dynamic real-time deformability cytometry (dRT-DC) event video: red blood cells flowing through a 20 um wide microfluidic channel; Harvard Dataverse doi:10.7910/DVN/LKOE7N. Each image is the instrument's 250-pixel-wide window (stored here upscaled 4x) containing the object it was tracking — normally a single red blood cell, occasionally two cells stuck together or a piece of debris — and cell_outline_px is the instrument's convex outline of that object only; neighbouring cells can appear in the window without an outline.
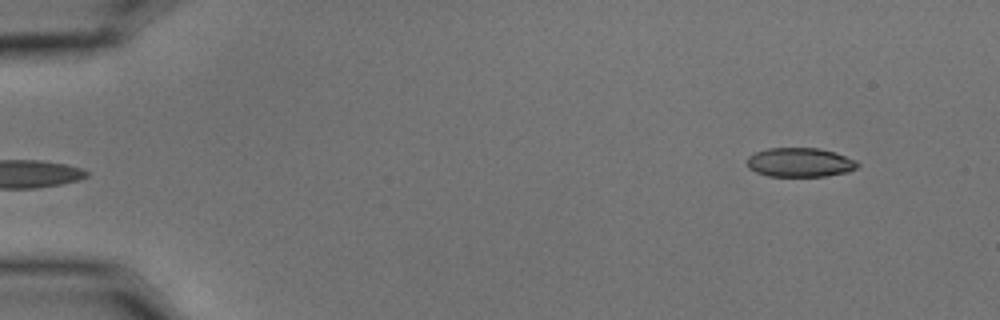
{"species": "common noctule bat (a hibernating species)", "species_latin": "Nyctalus noctula", "temperature_condition": "cold", "stored_images_in_passage": 6, "segment_of_instrument_passage": [2, 2], "camera_frame_rate_fps": 3000, "um_per_image_px": 0.085, "animal": {"sex": "male", "body_mass_g": 15.6}, "frame": {"image": 1, "passage_image": 6, "time_ms": 1.667, "image_size_px": [1000, 320], "cell_outline_px": [[860, 164], [856, 168], [848, 172], [824, 176], [768, 176], [756, 172], [748, 168], [748, 156], [756, 152], [768, 148], [820, 148], [836, 152], [856, 160]], "centroid_in_image_um": [68.02, 13.8], "position_along_channel_um": 17.0, "area_um2": 18.84}}